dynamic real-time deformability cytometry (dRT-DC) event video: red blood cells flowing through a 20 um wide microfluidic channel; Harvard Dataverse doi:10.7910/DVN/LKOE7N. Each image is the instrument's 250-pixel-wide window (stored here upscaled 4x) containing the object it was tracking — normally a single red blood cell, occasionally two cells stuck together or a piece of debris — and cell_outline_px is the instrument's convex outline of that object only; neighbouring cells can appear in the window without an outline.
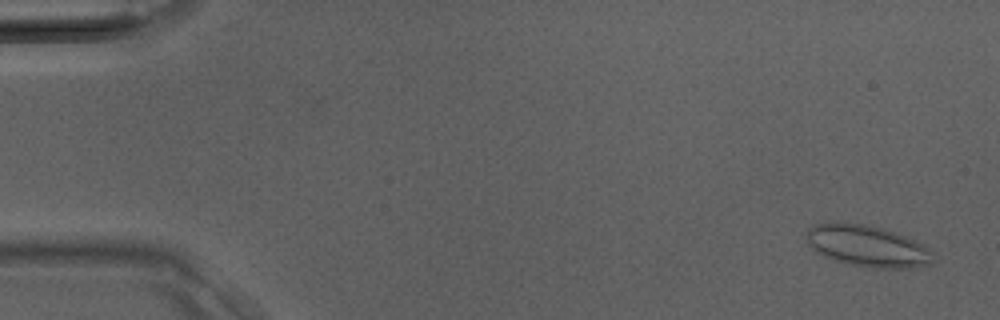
{"species": "Egyptian fruit bat (a non-hibernating species)", "species_latin": "Rousettus aegyptiacus", "temperature_condition": "room temperature", "stored_images_in_passage": 8, "camera_frame_rate_fps": 3000, "um_per_image_px": 0.085, "animal": {"sex": "male"}, "frame": {"image": 1, "passage_image": 2, "time_ms": 0.333, "image_size_px": [1000, 320], "cell_outline_px": [[936, 260], [932, 264], [908, 268], [876, 268], [852, 264], [836, 260], [824, 256], [816, 252], [808, 244], [808, 228], [816, 224], [836, 220], [864, 224], [880, 228], [916, 240], [924, 244], [932, 252]], "centroid_in_image_um": [73.75, 20.9], "position_along_channel_um": 11.3, "area_um2": 30.69}}